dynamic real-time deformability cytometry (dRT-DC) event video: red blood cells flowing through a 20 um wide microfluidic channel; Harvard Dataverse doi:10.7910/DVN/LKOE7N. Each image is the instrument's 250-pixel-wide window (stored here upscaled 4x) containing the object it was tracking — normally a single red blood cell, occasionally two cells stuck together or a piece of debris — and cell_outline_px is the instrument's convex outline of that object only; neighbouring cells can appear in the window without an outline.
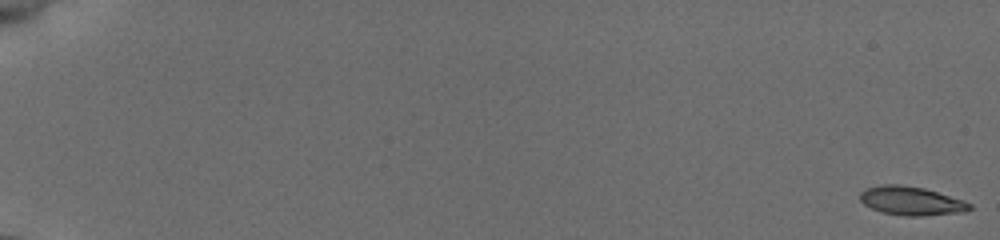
{"species": "common noctule bat (a hibernating species)", "species_latin": "Nyctalus noctula", "temperature_condition": "cold", "stored_images_in_passage": 15, "camera_frame_rate_fps": 3000, "um_per_image_px": 0.085, "animal": {"sex": "female", "body_mass_g": 19.5, "forearm_length_mm": 54.1}, "frame": {"image": 1, "passage_image": 1, "time_ms": 0.0, "image_size_px": [1000, 240], "cell_outline_px": [[972, 208], [964, 212], [924, 216], [904, 216], [880, 212], [864, 204], [860, 200], [860, 192], [864, 188], [884, 184], [900, 184], [924, 188], [964, 200], [972, 204]], "centroid_in_image_um": [77.45, 17.08], "position_along_channel_um": 7.5, "area_um2": 18.55}}